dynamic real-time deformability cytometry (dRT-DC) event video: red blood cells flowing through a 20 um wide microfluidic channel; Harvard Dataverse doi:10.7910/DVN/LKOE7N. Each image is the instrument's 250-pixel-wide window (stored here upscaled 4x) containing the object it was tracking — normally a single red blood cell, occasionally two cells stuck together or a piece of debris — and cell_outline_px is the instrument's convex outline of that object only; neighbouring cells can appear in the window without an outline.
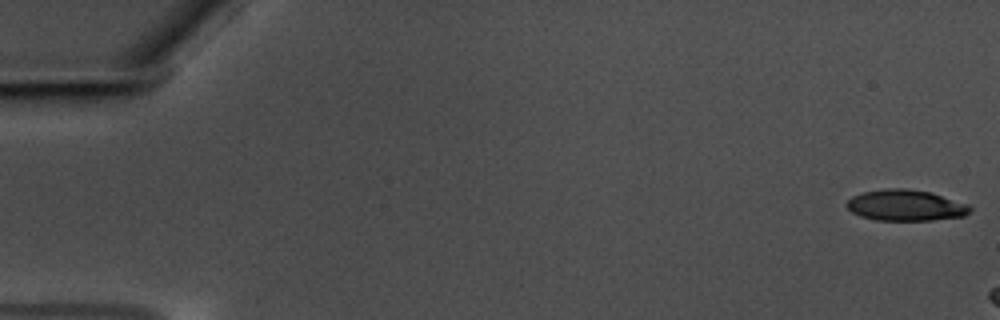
{"species": "common noctule bat (a hibernating species)", "species_latin": "Nyctalus noctula", "temperature_condition": "warm", "stored_images_in_passage": 11, "camera_frame_rate_fps": 3000, "um_per_image_px": 0.085, "animal": {"sex": "male", "body_mass_g": 17.5, "forearm_length_mm": 52.3}, "frame": {"image": 1, "passage_image": 1, "time_ms": 0.0, "image_size_px": [1000, 320], "cell_outline_px": [[972, 212], [964, 216], [932, 220], [876, 220], [860, 216], [852, 212], [844, 204], [852, 196], [864, 192], [888, 188], [904, 188], [928, 192], [968, 204], [972, 208]], "centroid_in_image_um": [76.97, 17.46], "position_along_channel_um": 8.0, "area_um2": 22.2}}